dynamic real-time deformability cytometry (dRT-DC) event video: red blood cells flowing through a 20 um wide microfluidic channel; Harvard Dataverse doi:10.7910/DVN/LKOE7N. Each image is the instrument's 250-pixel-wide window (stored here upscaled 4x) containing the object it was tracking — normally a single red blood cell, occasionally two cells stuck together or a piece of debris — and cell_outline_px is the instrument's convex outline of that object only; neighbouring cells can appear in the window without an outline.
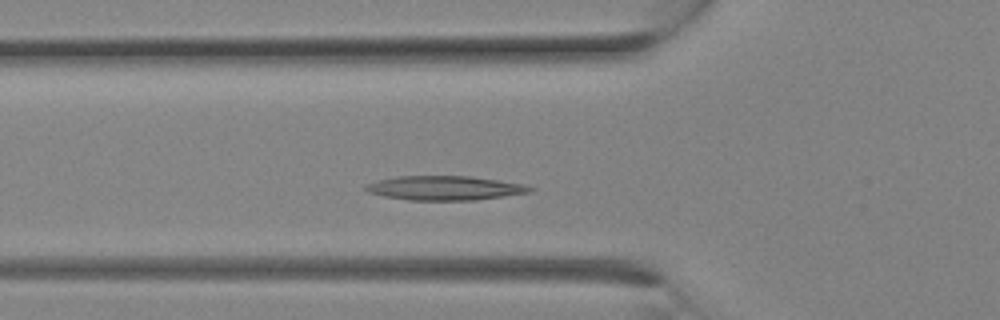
{"species": "Egyptian fruit bat (a non-hibernating species)", "species_latin": "Rousettus aegyptiacus", "temperature_condition": "room temperature", "stored_images_in_passage": 13, "camera_frame_rate_fps": 3000, "um_per_image_px": 0.085, "animal": {"sex": "female"}, "frame": {"image": 1, "passage_image": 4, "time_ms": 1.0, "image_size_px": [1000, 320], "cell_outline_px": [[536, 188], [532, 192], [504, 196], [472, 200], [408, 200], [384, 196], [368, 192], [364, 188], [364, 184], [376, 180], [396, 176], [468, 176], [500, 180], [524, 184]], "centroid_in_image_um": [37.8, 15.97], "position_along_channel_um": 88.0, "area_um2": 23.35}}
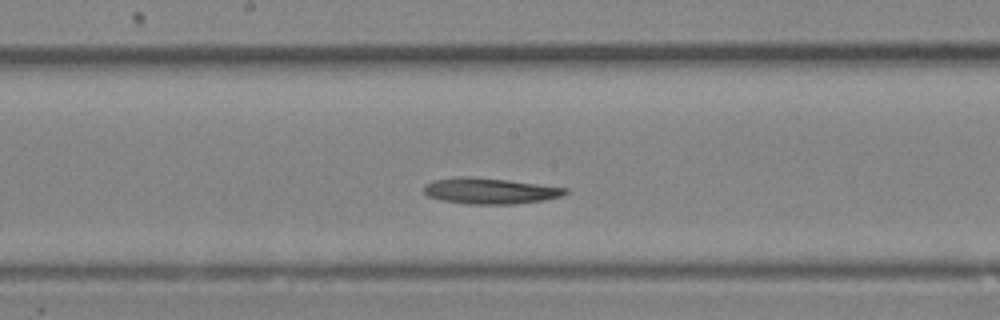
{"frame": {"image": 2, "passage_image": 9, "time_ms": 2.667, "image_size_px": [1000, 320], "cell_outline_px": [[568, 192], [560, 196], [544, 200], [516, 204], [464, 204], [440, 200], [428, 196], [424, 192], [424, 184], [432, 180], [456, 176], [472, 176], [508, 180], [568, 188]], "centroid_in_image_um": [41.59, 16.22], "position_along_channel_um": 206.6, "area_um2": 21.62}}
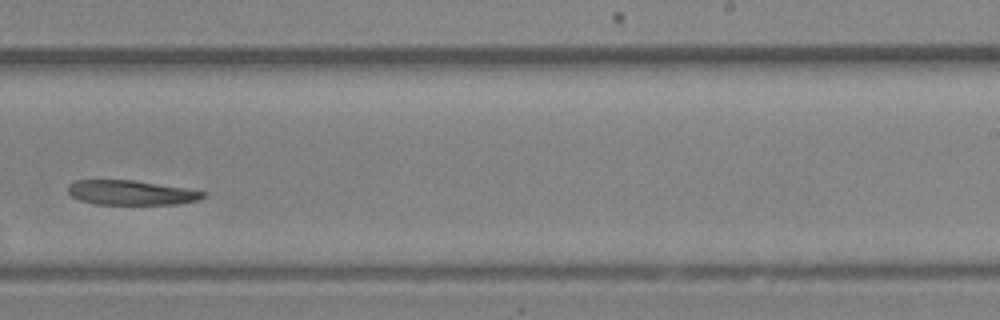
{"frame": {"image": 3, "passage_image": 12, "time_ms": 3.667, "image_size_px": [1000, 320], "cell_outline_px": [[208, 196], [196, 200], [180, 204], [96, 204], [80, 200], [72, 196], [68, 192], [68, 184], [76, 180], [132, 180], [184, 188], [208, 192]], "centroid_in_image_um": [11.16, 16.38], "position_along_channel_um": 277.8, "area_um2": 19.31}}